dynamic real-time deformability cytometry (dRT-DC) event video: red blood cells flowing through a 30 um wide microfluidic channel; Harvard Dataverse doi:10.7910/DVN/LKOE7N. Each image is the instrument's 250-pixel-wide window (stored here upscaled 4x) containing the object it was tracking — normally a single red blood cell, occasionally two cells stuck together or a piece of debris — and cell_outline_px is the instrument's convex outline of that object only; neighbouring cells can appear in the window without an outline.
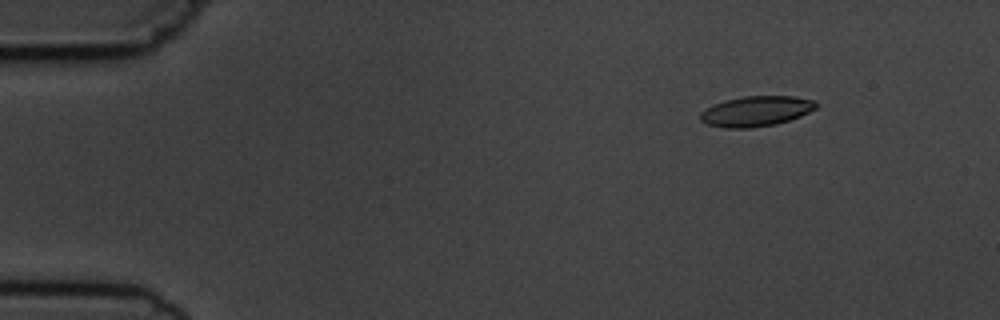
{"species": "common noctule bat (a hibernating species)", "species_latin": "Nyctalus noctula", "temperature_condition": "cold", "stored_images_in_passage": 4, "camera_frame_rate_fps": 3000, "um_per_image_px": 0.085, "animal": {"sex": "male", "body_mass_g": 19.5, "forearm_length_mm": 54.6}, "frame": {"image": 1, "passage_image": 2, "time_ms": 1.0, "image_size_px": [1000, 320], "cell_outline_px": [[820, 104], [816, 108], [800, 116], [776, 124], [752, 128], [724, 128], [708, 124], [700, 120], [700, 112], [704, 108], [712, 104], [724, 100], [744, 96], [796, 96], [816, 100]], "centroid_in_image_um": [64.27, 9.44], "position_along_channel_um": 20.7, "area_um2": 20.69}}